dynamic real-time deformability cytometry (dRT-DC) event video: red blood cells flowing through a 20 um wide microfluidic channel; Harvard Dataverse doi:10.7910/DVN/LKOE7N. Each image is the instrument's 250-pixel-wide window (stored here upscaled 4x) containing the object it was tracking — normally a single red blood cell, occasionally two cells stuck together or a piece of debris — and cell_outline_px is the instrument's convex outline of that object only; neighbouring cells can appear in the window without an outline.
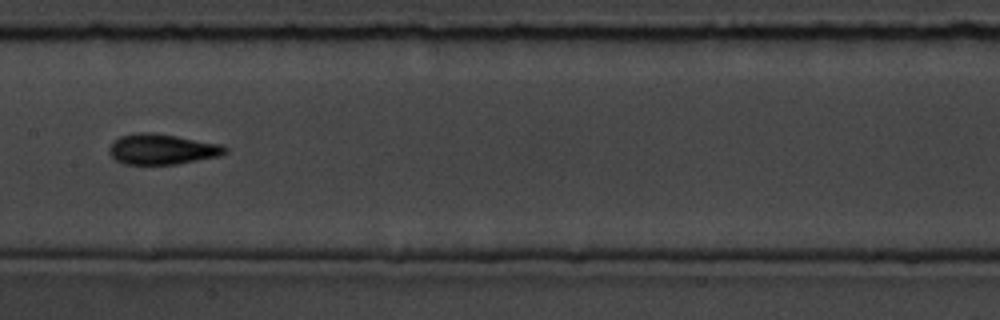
{"species": "common noctule bat (a hibernating species)", "species_latin": "Nyctalus noctula", "temperature_condition": "room temperature", "stored_images_in_passage": 32, "camera_frame_rate_fps": 3000, "um_per_image_px": 0.085, "animal": {"sex": "male", "body_mass_g": 19.5, "forearm_length_mm": 54.6}, "frame": {"image": 1, "passage_image": 28, "time_ms": 9.0, "image_size_px": [1000, 320], "cell_outline_px": [[228, 152], [220, 156], [176, 164], [124, 164], [116, 160], [108, 152], [108, 148], [112, 140], [120, 136], [140, 132], [152, 132], [176, 136], [220, 144], [228, 148]], "centroid_in_image_um": [13.75, 12.68], "position_along_channel_um": 193.7, "area_um2": 20.63}}